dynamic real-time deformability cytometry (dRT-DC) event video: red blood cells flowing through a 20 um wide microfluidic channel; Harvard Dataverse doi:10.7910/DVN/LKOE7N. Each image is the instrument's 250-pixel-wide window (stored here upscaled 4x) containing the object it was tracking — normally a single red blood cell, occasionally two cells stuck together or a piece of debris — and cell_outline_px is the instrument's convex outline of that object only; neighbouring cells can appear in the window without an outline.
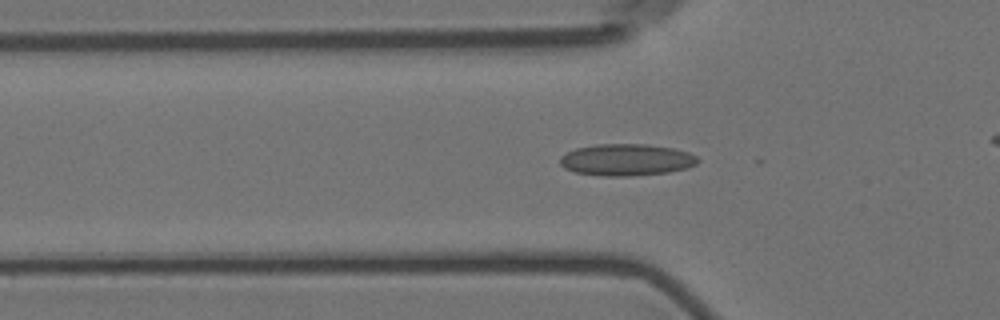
{"species": "Egyptian fruit bat (a non-hibernating species)", "species_latin": "Rousettus aegyptiacus", "temperature_condition": "room temperature", "stored_images_in_passage": 11, "camera_frame_rate_fps": 3000, "um_per_image_px": 0.085, "animal": {"sex": "female"}, "frame": {"image": 1, "passage_image": 6, "time_ms": 1.667, "image_size_px": [1000, 320], "cell_outline_px": [[700, 160], [696, 164], [688, 168], [668, 172], [628, 176], [604, 176], [576, 172], [564, 168], [560, 164], [560, 156], [576, 148], [596, 144], [648, 144], [676, 148], [688, 152], [696, 156]], "centroid_in_image_um": [53.27, 13.57], "position_along_channel_um": 72.5, "area_um2": 25.61}}
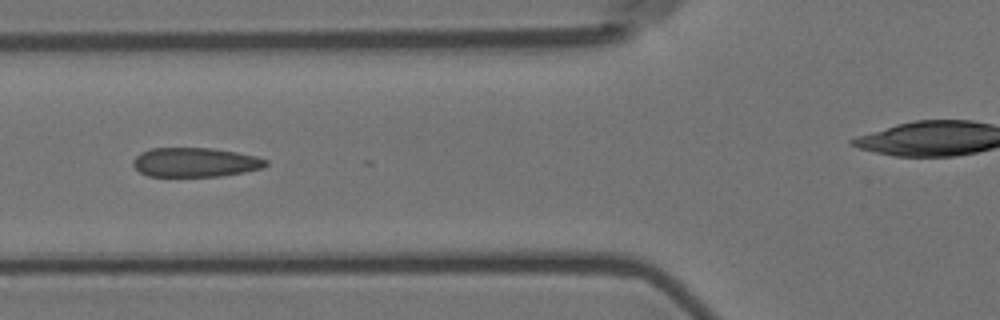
{"frame": {"image": 2, "passage_image": 9, "time_ms": 2.667, "image_size_px": [1000, 320], "cell_outline_px": [[268, 164], [264, 168], [244, 172], [220, 176], [148, 176], [140, 172], [132, 164], [132, 160], [140, 152], [152, 148], [212, 148], [236, 152], [256, 156], [268, 160]], "centroid_in_image_um": [16.6, 13.79], "position_along_channel_um": 109.2, "area_um2": 22.72}}